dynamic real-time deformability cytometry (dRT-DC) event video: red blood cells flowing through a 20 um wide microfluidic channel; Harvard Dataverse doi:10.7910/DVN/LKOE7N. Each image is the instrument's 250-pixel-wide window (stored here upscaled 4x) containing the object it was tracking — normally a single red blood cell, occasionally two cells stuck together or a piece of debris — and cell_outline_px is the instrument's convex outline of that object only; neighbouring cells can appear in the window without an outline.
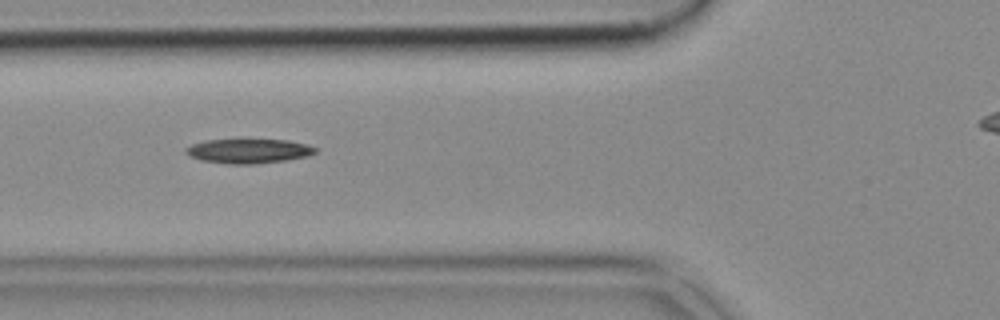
{"species": "common noctule bat (a hibernating species)", "species_latin": "Nyctalus noctula", "temperature_condition": "cold", "stored_images_in_passage": 34, "camera_frame_rate_fps": 3000, "um_per_image_px": 0.085, "animal": {"sex": "female", "body_mass_g": 18.4}, "frame": {"image": 1, "passage_image": 6, "time_ms": 1.667, "image_size_px": [1000, 320], "cell_outline_px": [[316, 152], [308, 156], [288, 160], [256, 164], [228, 164], [200, 160], [184, 152], [184, 148], [192, 144], [204, 140], [288, 140], [308, 144], [316, 148]], "centroid_in_image_um": [21.13, 12.84], "position_along_channel_um": 104.7, "area_um2": 18.5}}
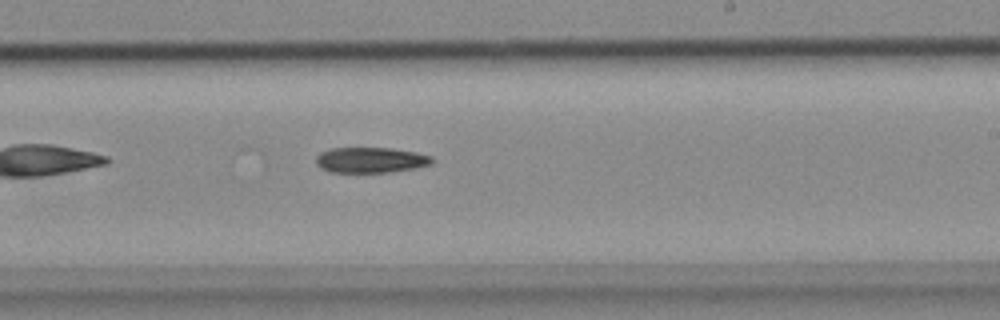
{"frame": {"image": 2, "passage_image": 18, "time_ms": 5.667, "image_size_px": [1000, 320], "cell_outline_px": [[432, 164], [412, 168], [388, 172], [332, 172], [320, 168], [316, 164], [316, 156], [320, 152], [328, 148], [392, 148], [416, 152], [432, 156]], "centroid_in_image_um": [31.46, 13.59], "position_along_channel_um": 257.5, "area_um2": 17.22}}
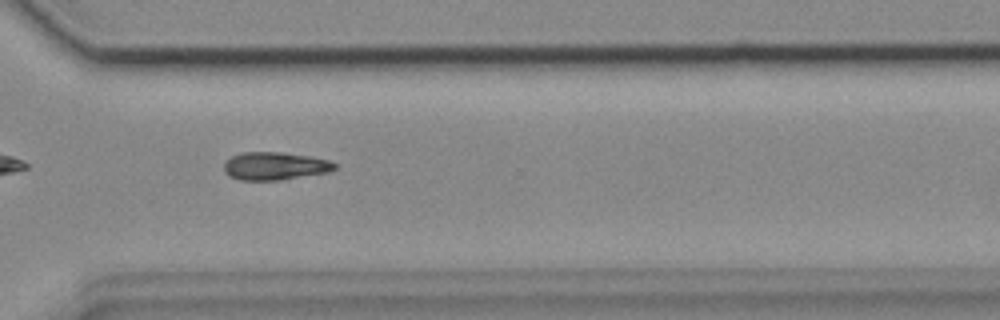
{"frame": {"image": 3, "passage_image": 25, "time_ms": 8.0, "image_size_px": [1000, 320], "cell_outline_px": [[336, 168], [328, 172], [284, 180], [240, 180], [228, 176], [224, 172], [224, 164], [232, 156], [244, 152], [280, 152], [308, 156], [328, 160], [336, 164]], "centroid_in_image_um": [23.35, 14.12], "position_along_channel_um": 347.2, "area_um2": 17.98}}